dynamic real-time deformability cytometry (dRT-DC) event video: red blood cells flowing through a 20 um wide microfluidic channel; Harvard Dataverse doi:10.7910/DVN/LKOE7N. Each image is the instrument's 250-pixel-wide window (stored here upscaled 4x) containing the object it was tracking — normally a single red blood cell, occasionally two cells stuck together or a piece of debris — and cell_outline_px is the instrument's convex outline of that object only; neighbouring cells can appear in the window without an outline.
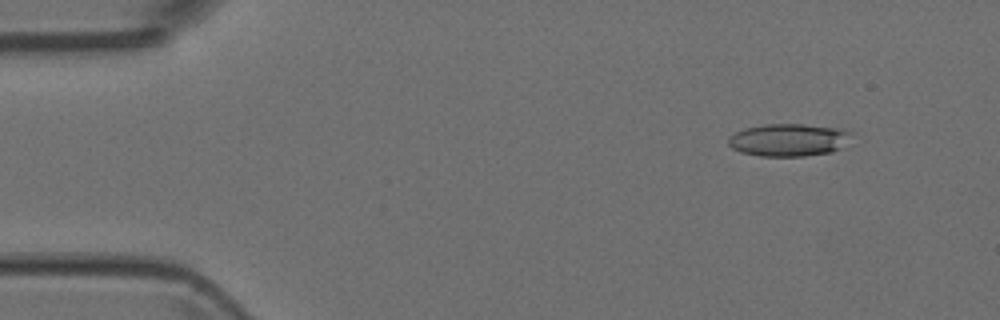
{"species": "Egyptian fruit bat (a non-hibernating species)", "species_latin": "Rousettus aegyptiacus", "temperature_condition": "room temperature", "stored_images_in_passage": 9, "camera_frame_rate_fps": 3000, "um_per_image_px": 0.085, "animal": {"sex": "female"}, "frame": {"image": 1, "passage_image": 1, "time_ms": 0.0, "image_size_px": [1000, 320], "cell_outline_px": [[856, 132], [840, 148], [832, 152], [804, 156], [760, 156], [740, 152], [732, 148], [728, 144], [728, 136], [744, 128], [764, 124], [804, 124], [836, 128]], "centroid_in_image_um": [67.03, 11.89], "position_along_channel_um": 18.0, "area_um2": 23.52}}
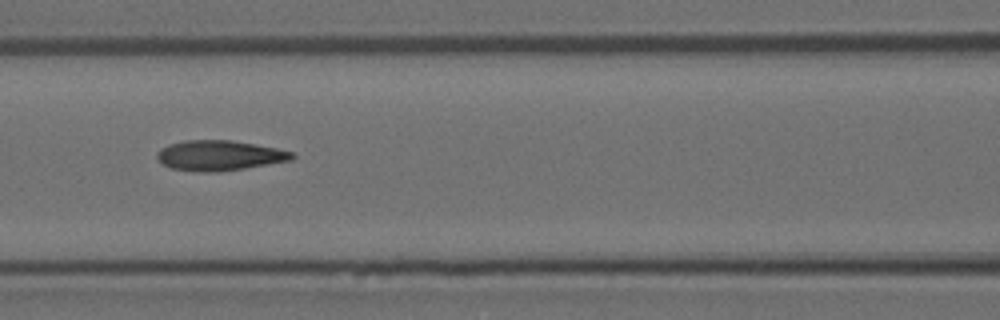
{"frame": {"image": 2, "passage_image": 6, "time_ms": 1.667, "image_size_px": [1000, 320], "cell_outline_px": [[296, 156], [292, 160], [244, 168], [216, 172], [200, 172], [172, 168], [164, 164], [156, 156], [156, 152], [160, 148], [168, 144], [184, 140], [228, 140], [276, 148], [296, 152]], "centroid_in_image_um": [18.65, 13.21], "position_along_channel_um": 147.9, "area_um2": 23.64}}
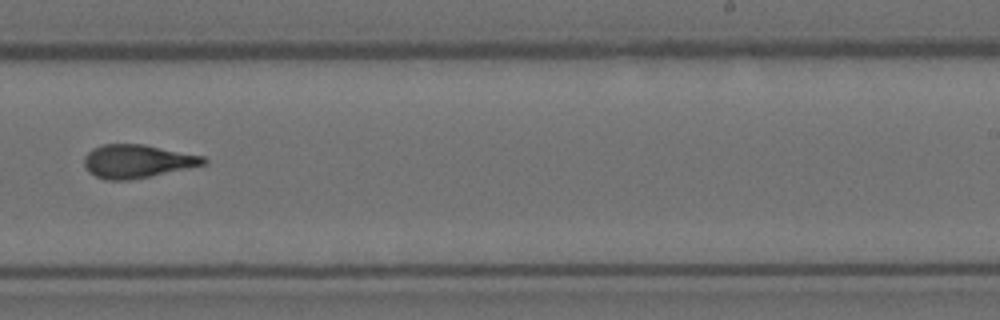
{"frame": {"image": 3, "passage_image": 9, "time_ms": 2.667, "image_size_px": [1000, 320], "cell_outline_px": [[208, 160], [204, 164], [148, 176], [128, 180], [104, 180], [88, 172], [84, 164], [84, 156], [92, 148], [104, 144], [144, 144], [204, 156]], "centroid_in_image_um": [11.61, 13.69], "position_along_channel_um": 277.4, "area_um2": 22.95}}